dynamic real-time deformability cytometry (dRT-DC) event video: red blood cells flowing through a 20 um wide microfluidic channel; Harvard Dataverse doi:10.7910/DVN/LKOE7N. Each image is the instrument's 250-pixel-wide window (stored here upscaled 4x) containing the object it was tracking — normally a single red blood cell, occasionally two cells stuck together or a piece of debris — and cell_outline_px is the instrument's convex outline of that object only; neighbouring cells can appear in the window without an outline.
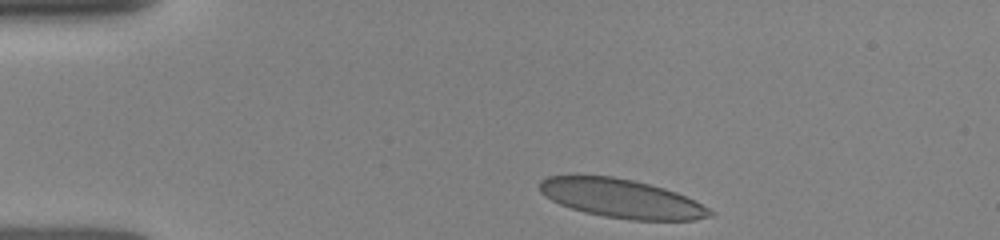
{"species": "human", "species_latin": "Homo sapiens", "temperature_condition": "room temperature", "stored_images_in_passage": 14, "camera_frame_rate_fps": 3000, "um_per_image_px": 0.085, "donor": {"sex": "female"}, "frame": {"image": 1, "passage_image": 1, "time_ms": 0.0, "image_size_px": [1000, 240], "cell_outline_px": [[716, 212], [712, 216], [696, 220], [628, 220], [604, 216], [584, 212], [560, 204], [552, 200], [540, 192], [540, 180], [548, 176], [612, 176], [632, 180], [664, 188], [676, 192]], "centroid_in_image_um": [52.84, 16.88], "position_along_channel_um": 32.2, "area_um2": 38.15}}
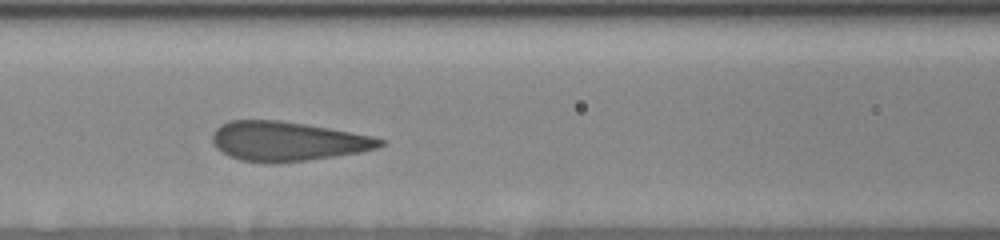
{"frame": {"image": 2, "passage_image": 8, "time_ms": 4.0, "image_size_px": [1000, 240], "cell_outline_px": [[384, 144], [376, 148], [360, 152], [308, 160], [272, 164], [264, 164], [240, 160], [228, 156], [216, 148], [212, 144], [212, 132], [220, 124], [232, 120], [280, 120], [328, 128], [372, 136], [384, 140]], "centroid_in_image_um": [24.35, 12.02], "position_along_channel_um": 142.3, "area_um2": 38.67}}
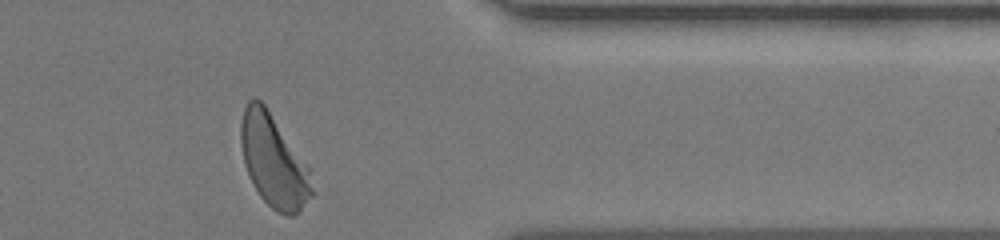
{"frame": {"image": 3, "passage_image": 14, "time_ms": 10.333, "image_size_px": [1000, 240], "cell_outline_px": [[316, 192], [292, 216], [284, 216], [276, 212], [260, 196], [248, 176], [244, 164], [240, 144], [240, 124], [244, 108], [248, 100], [252, 96], [256, 96], [264, 104], [308, 164]], "centroid_in_image_um": [23.26, 13.68], "position_along_channel_um": 388.1, "area_um2": 38.67}}